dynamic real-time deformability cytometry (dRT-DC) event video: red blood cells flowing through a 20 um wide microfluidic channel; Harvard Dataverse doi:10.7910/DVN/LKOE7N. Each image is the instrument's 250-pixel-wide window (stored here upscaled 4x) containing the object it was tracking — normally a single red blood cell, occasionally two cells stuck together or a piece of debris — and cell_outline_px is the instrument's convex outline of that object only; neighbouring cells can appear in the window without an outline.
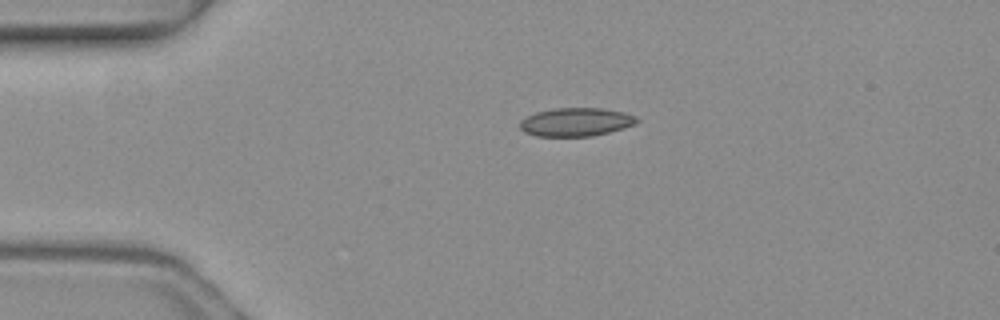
{"species": "common noctule bat (a hibernating species)", "species_latin": "Nyctalus noctula", "temperature_condition": "warm", "stored_images_in_passage": 2, "camera_frame_rate_fps": 3000, "um_per_image_px": 0.085, "animal": {"sex": "female", "body_mass_g": 19.3, "forearm_length_mm": 54.1}, "frame": {"image": 1, "passage_image": 1, "time_ms": 0.0, "image_size_px": [1000, 320], "cell_outline_px": [[640, 120], [636, 124], [624, 128], [592, 136], [536, 136], [524, 132], [520, 128], [520, 120], [536, 112], [552, 108], [600, 108], [624, 112], [636, 116]], "centroid_in_image_um": [48.97, 10.37], "position_along_channel_um": 36.0, "area_um2": 19.42}}